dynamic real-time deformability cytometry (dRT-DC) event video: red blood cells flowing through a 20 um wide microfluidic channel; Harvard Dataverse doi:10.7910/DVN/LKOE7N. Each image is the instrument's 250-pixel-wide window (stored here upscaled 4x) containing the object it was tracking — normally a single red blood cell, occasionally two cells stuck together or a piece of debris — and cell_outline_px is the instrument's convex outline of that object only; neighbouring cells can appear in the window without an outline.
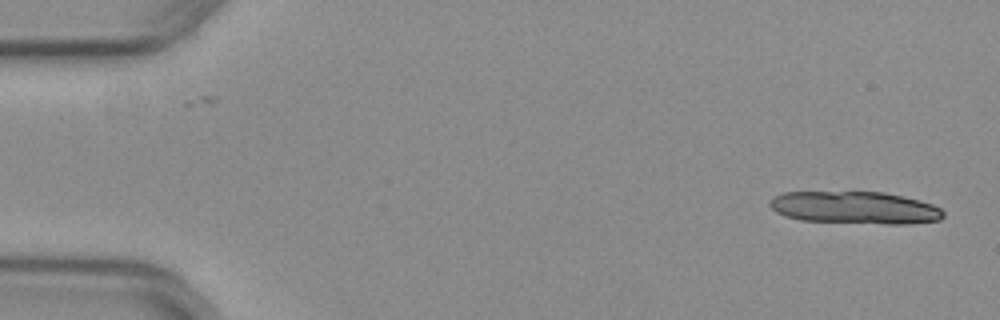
{"species": "common noctule bat (a hibernating species)", "species_latin": "Nyctalus noctula", "temperature_condition": "warm", "stored_images_in_passage": 13, "camera_frame_rate_fps": 3000, "um_per_image_px": 0.085, "animal": {"sex": "female", "body_mass_g": 29.2, "forearm_length_mm": 56.3}, "frame": {"image": 1, "passage_image": 1, "time_ms": 0.0, "image_size_px": [1000, 320], "cell_outline_px": [[944, 216], [940, 220], [908, 224], [884, 224], [800, 220], [784, 216], [776, 212], [768, 204], [768, 200], [784, 192], [884, 192], [932, 204], [940, 208], [944, 212]], "centroid_in_image_um": [72.65, 17.66], "position_along_channel_um": 12.4, "area_um2": 32.77}}